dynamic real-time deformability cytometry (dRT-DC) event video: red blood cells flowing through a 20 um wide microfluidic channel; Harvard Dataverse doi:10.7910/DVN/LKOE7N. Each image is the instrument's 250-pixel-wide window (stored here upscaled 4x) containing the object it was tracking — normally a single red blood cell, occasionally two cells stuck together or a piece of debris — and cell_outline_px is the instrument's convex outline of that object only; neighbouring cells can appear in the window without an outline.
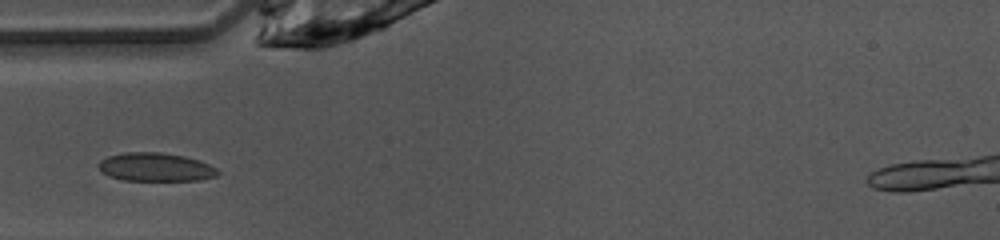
{"species": "common noctule bat (a hibernating species)", "species_latin": "Nyctalus noctula", "temperature_condition": "warm", "stored_images_in_passage": 14, "camera_frame_rate_fps": 3000, "um_per_image_px": 0.085, "animal": {"sex": "female", "body_mass_g": 10.0, "forearm_length_mm": 53.1}, "frame": {"image": 1, "passage_image": 1, "time_ms": 0.0, "image_size_px": [1000, 240], "cell_outline_px": [[220, 172], [216, 176], [200, 180], [124, 180], [108, 176], [100, 172], [96, 164], [100, 160], [108, 156], [124, 152], [160, 152], [184, 156], [200, 160], [216, 168]], "centroid_in_image_um": [13.18, 14.2], "position_along_channel_um": 71.8, "area_um2": 19.94}}
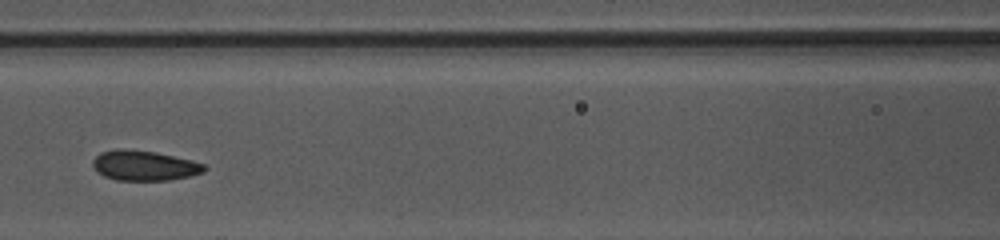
{"frame": {"image": 2, "passage_image": 7, "time_ms": 2.0, "image_size_px": [1000, 240], "cell_outline_px": [[208, 168], [204, 172], [188, 176], [168, 180], [116, 180], [104, 176], [96, 172], [92, 164], [92, 160], [100, 152], [116, 148], [156, 152], [192, 160], [204, 164]], "centroid_in_image_um": [12.24, 14.07], "position_along_channel_um": 154.4, "area_um2": 19.59}}